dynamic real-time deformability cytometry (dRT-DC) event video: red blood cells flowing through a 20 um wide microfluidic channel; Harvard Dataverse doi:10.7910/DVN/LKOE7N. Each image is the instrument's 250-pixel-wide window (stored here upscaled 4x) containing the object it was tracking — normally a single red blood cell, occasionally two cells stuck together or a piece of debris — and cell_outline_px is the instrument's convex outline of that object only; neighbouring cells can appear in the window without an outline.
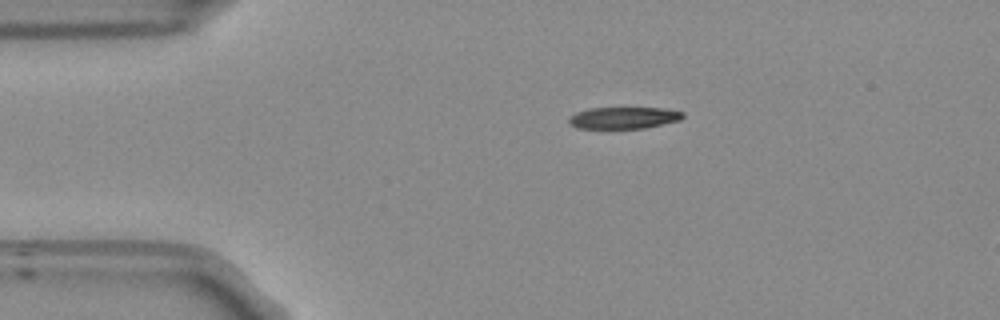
{"species": "Egyptian fruit bat (a non-hibernating species)", "species_latin": "Rousettus aegyptiacus", "temperature_condition": "room temperature", "stored_images_in_passage": 43, "camera_frame_rate_fps": 3000, "um_per_image_px": 0.085, "frame": {"image": 1, "passage_image": 1, "time_ms": 0.0, "image_size_px": [1000, 320], "cell_outline_px": [[684, 116], [680, 120], [644, 128], [576, 128], [568, 120], [576, 112], [588, 108], [664, 108], [684, 112]], "centroid_in_image_um": [53.04, 10.01], "position_along_channel_um": 32.0, "area_um2": 14.28}}
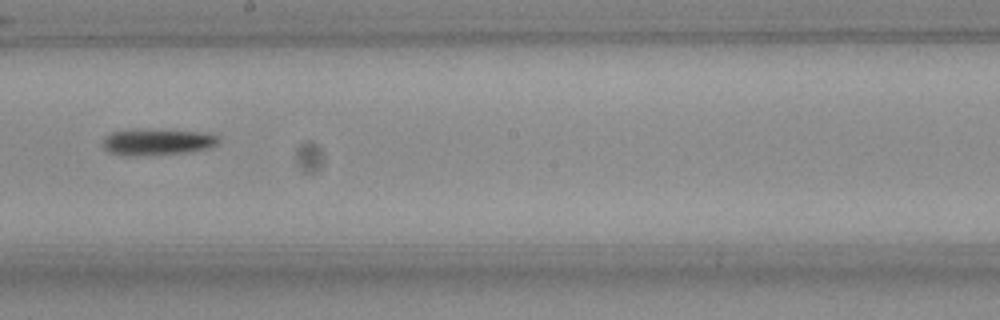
{"frame": {"image": 2, "passage_image": 20, "time_ms": 6.333, "image_size_px": [1000, 320], "cell_outline_px": [[220, 140], [216, 144], [208, 148], [184, 152], [132, 156], [124, 156], [108, 152], [104, 148], [104, 140], [112, 132], [132, 128], [148, 128], [200, 132], [216, 136]], "centroid_in_image_um": [13.3, 12.04], "position_along_channel_um": 234.9, "area_um2": 17.8}}
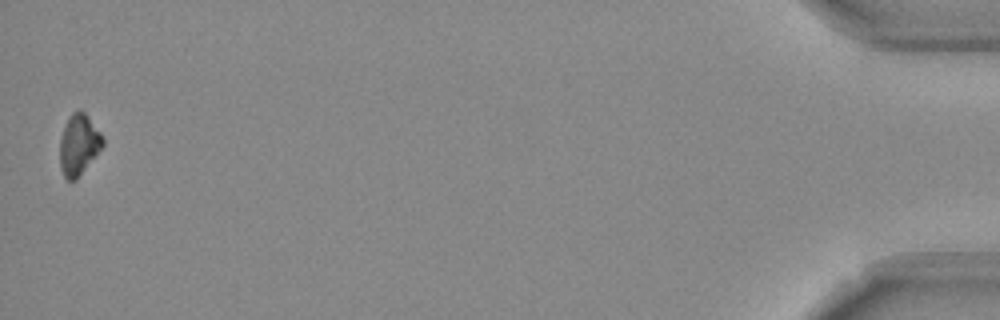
{"frame": {"image": 3, "passage_image": 43, "time_ms": 14.0, "image_size_px": [1000, 320], "cell_outline_px": [[104, 144], [76, 180], [68, 180], [64, 176], [60, 164], [60, 140], [68, 116], [72, 112], [84, 112], [104, 136]], "centroid_in_image_um": [6.7, 12.29], "position_along_channel_um": 428.5, "area_um2": 14.91}, "authors_computed_cell_mechanics": {"area_um2": 16.473, "velocity_mm_per_s": 3.8266, "shape_relaxation_time_tau1_ms": 4.5538, "shape_relaxation_time_tau2_ms": null, "deformation_change_tau1": 0.1341, "deformation_change_tau2": null}}